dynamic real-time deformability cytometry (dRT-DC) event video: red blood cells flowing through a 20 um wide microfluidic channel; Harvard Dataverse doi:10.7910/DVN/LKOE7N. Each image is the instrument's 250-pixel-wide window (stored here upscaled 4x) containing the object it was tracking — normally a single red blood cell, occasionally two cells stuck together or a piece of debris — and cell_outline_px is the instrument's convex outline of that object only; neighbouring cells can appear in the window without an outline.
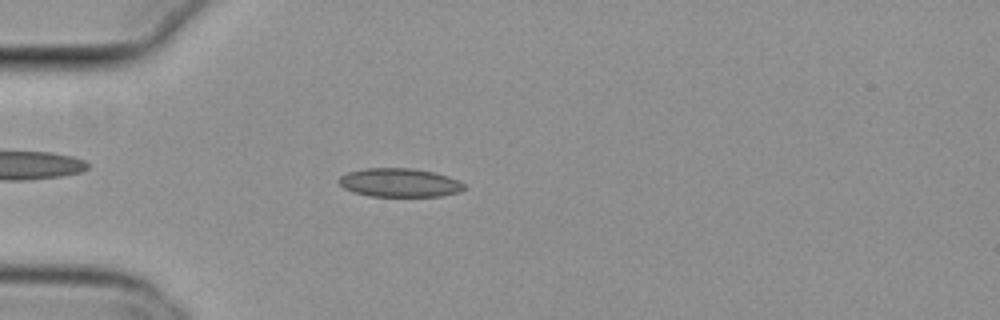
{"species": "common noctule bat (a hibernating species)", "species_latin": "Nyctalus noctula", "temperature_condition": "cold", "stored_images_in_passage": 49, "camera_frame_rate_fps": 3000, "um_per_image_px": 0.085, "animal": {"sex": "female", "body_mass_g": 29.2, "forearm_length_mm": 56.3}, "frame": {"image": 1, "passage_image": 10, "time_ms": 3.0, "image_size_px": [1000, 320], "cell_outline_px": [[464, 188], [460, 192], [440, 196], [368, 196], [352, 192], [344, 188], [336, 180], [340, 176], [348, 172], [364, 168], [412, 168], [436, 172], [460, 180], [464, 184]], "centroid_in_image_um": [33.95, 15.52], "position_along_channel_um": 51.0, "area_um2": 21.15}}
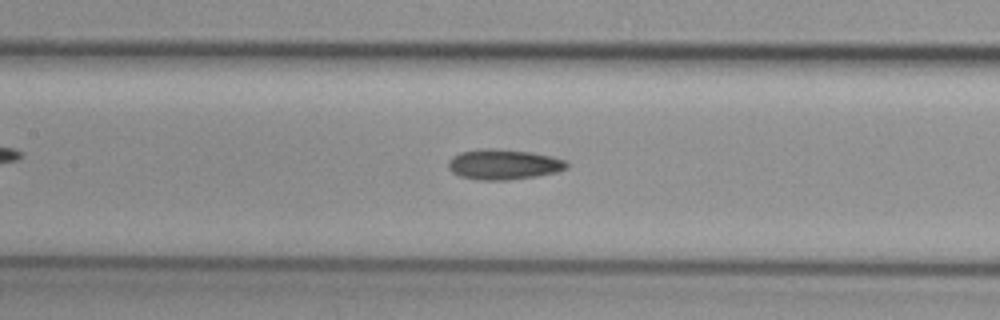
{"frame": {"image": 2, "passage_image": 20, "time_ms": 6.333, "image_size_px": [1000, 320], "cell_outline_px": [[568, 168], [556, 172], [536, 176], [508, 180], [476, 180], [460, 176], [452, 172], [448, 168], [448, 160], [452, 156], [460, 152], [484, 148], [492, 148], [528, 152], [552, 156], [564, 160], [568, 164]], "centroid_in_image_um": [42.77, 13.98], "position_along_channel_um": 164.6, "area_um2": 20.92}}
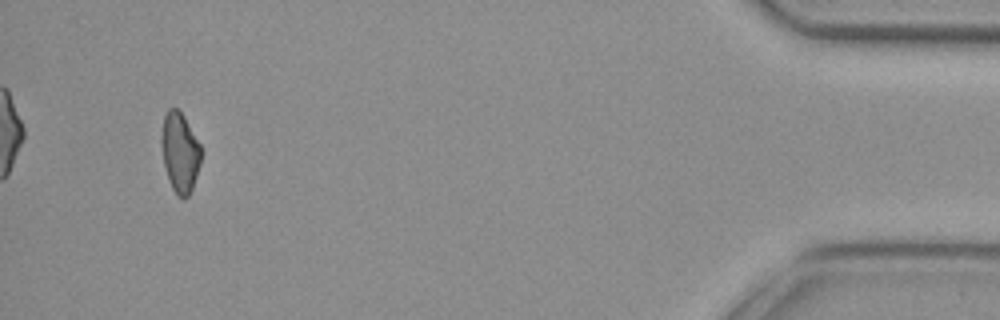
{"frame": {"image": 3, "passage_image": 46, "time_ms": 15.0, "image_size_px": [1000, 320], "cell_outline_px": [[200, 164], [192, 188], [188, 196], [184, 200], [176, 196], [168, 180], [164, 164], [160, 144], [160, 136], [164, 116], [168, 108], [176, 108], [184, 116], [200, 144]], "centroid_in_image_um": [15.26, 12.97], "position_along_channel_um": 419.9, "area_um2": 18.55}, "authors_computed_cell_mechanics": {"area_um2": 19.8254, "velocity_mm_per_s": 3.8153, "shape_relaxation_time_tau1_ms": 10.1753, "shape_relaxation_time_tau2_ms": 7.2839, "deformation_change_tau1": 0.1544, "deformation_change_tau2": 0.1394}}